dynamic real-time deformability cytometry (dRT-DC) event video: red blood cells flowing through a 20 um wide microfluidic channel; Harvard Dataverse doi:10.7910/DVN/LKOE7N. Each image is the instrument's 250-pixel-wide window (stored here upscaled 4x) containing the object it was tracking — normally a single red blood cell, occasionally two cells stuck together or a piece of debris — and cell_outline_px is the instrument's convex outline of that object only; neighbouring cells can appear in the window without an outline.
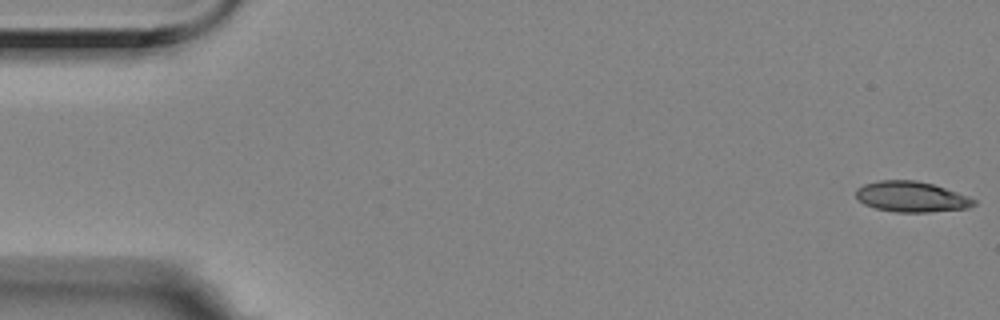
{"species": "Egyptian fruit bat (a non-hibernating species)", "species_latin": "Rousettus aegyptiacus", "temperature_condition": "room temperature", "stored_images_in_passage": 20, "camera_frame_rate_fps": 3000, "um_per_image_px": 0.085, "animal": {"sex": "female"}, "frame": {"image": 1, "passage_image": 1, "time_ms": 0.0, "image_size_px": [1000, 320], "cell_outline_px": [[976, 204], [968, 208], [928, 212], [896, 212], [876, 208], [864, 204], [856, 196], [856, 188], [864, 184], [876, 180], [916, 180], [932, 184], [968, 196], [976, 200]], "centroid_in_image_um": [77.46, 16.72], "position_along_channel_um": 7.5, "area_um2": 20.92}}
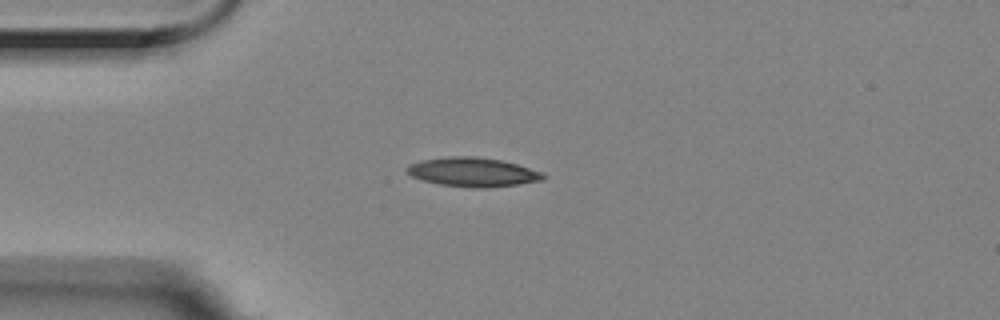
{"frame": {"image": 2, "passage_image": 14, "time_ms": 4.333, "image_size_px": [1000, 320], "cell_outline_px": [[548, 176], [544, 180], [516, 184], [484, 188], [472, 188], [440, 184], [424, 180], [412, 176], [404, 168], [408, 164], [420, 160], [448, 156], [476, 156], [504, 160], [540, 172]], "centroid_in_image_um": [40.16, 14.61], "position_along_channel_um": 44.8, "area_um2": 23.12}}
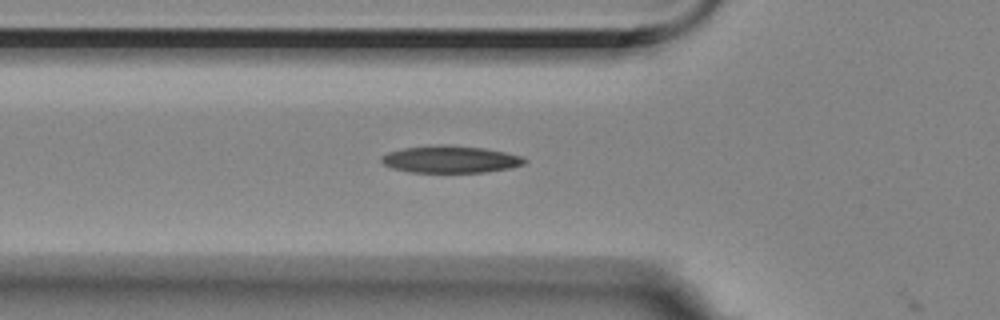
{"frame": {"image": 3, "passage_image": 19, "time_ms": 6.0, "image_size_px": [1000, 320], "cell_outline_px": [[528, 160], [524, 164], [512, 168], [484, 172], [408, 172], [392, 168], [384, 164], [380, 160], [380, 156], [388, 152], [404, 148], [440, 144], [444, 144], [484, 148], [504, 152], [520, 156]], "centroid_in_image_um": [38.27, 13.54], "position_along_channel_um": 87.5, "area_um2": 22.66}}